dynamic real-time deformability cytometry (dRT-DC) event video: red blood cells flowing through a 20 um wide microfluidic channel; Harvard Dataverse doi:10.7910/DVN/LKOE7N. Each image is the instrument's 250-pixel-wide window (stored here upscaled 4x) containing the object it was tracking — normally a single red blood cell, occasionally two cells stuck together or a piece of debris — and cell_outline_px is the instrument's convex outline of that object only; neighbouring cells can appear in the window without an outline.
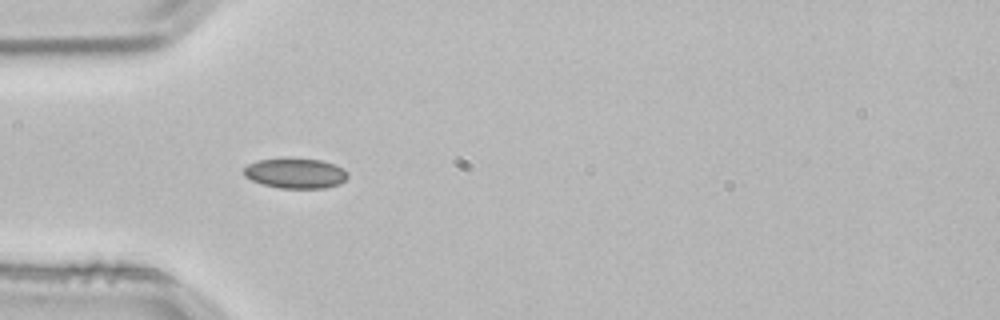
{"species": "common noctule bat (a hibernating species)", "species_latin": "Nyctalus noctula", "temperature_condition": "room temperature", "stored_images_in_passage": 1, "camera_frame_rate_fps": 3000, "um_per_image_px": 0.085, "animal": {"sex": "male", "body_mass_g": 21.5, "forearm_length_mm": 52.0}, "frame": {"image": 1, "passage_image": 1, "time_ms": 0.0, "image_size_px": [1000, 320], "cell_outline_px": [[348, 176], [340, 184], [324, 188], [280, 188], [264, 184], [252, 180], [244, 176], [244, 168], [248, 164], [256, 160], [284, 156], [320, 160], [336, 164], [344, 168], [348, 172]], "centroid_in_image_um": [25.12, 14.69], "position_along_channel_um": 59.9, "area_um2": 18.79}}